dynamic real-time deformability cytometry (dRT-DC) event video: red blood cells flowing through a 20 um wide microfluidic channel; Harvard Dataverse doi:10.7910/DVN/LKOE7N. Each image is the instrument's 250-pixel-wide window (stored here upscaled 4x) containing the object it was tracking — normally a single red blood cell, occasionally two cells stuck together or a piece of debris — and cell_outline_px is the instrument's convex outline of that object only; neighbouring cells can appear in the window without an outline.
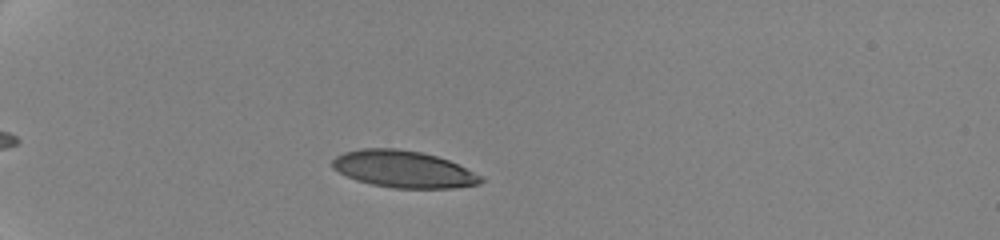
{"species": "human", "species_latin": "Homo sapiens", "temperature_condition": "cold", "stored_images_in_passage": 25, "camera_frame_rate_fps": 3000, "um_per_image_px": 0.085, "donor": {"sex": "female"}, "frame": {"image": 1, "passage_image": 5, "time_ms": 3.333, "image_size_px": [1000, 240], "cell_outline_px": [[484, 180], [480, 184], [452, 188], [396, 188], [372, 184], [356, 180], [332, 168], [332, 160], [336, 156], [344, 152], [360, 148], [396, 148], [420, 152], [436, 156], [448, 160], [484, 176]], "centroid_in_image_um": [34.31, 14.38], "position_along_channel_um": 50.7, "area_um2": 31.91}}
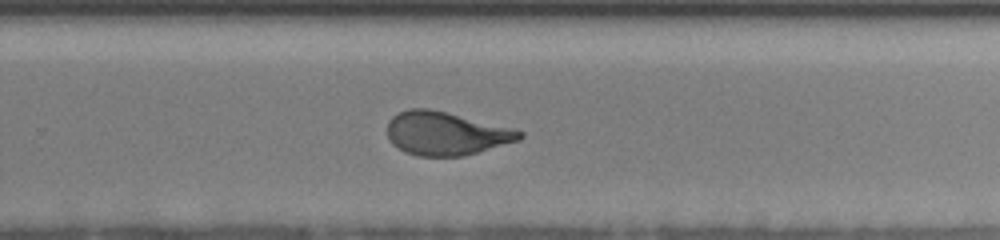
{"frame": {"image": 2, "passage_image": 15, "time_ms": 11.333, "image_size_px": [1000, 240], "cell_outline_px": [[524, 136], [520, 140], [464, 156], [420, 156], [404, 152], [392, 144], [388, 140], [388, 120], [392, 116], [408, 108], [428, 108], [512, 128], [524, 132]], "centroid_in_image_um": [37.88, 11.35], "position_along_channel_um": 291.9, "area_um2": 33.35}}
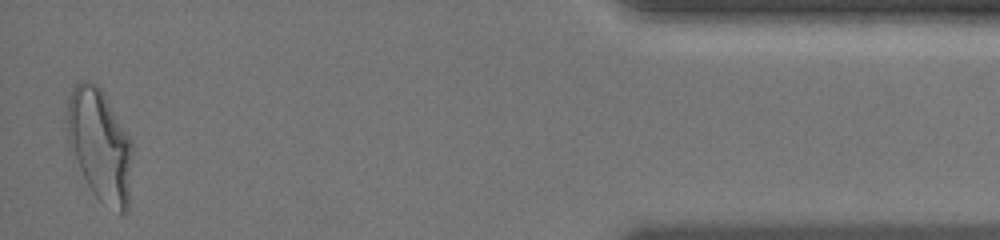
{"frame": {"image": 3, "passage_image": 25, "time_ms": 16.667, "image_size_px": [1000, 240], "cell_outline_px": [[132, 152], [128, 208], [124, 212], [120, 212], [100, 200], [92, 192], [68, 148], [68, 100], [72, 88], [80, 80], [88, 80], [96, 84], [104, 92], [132, 140]], "centroid_in_image_um": [8.49, 12.28], "position_along_channel_um": 426.7, "area_um2": 42.48}, "authors_computed_cell_mechanics": {"area_um2": 33.9864, "velocity_mm_per_s": 3.5355, "shape_relaxation_time_tau1_ms": 3.6965, "shape_relaxation_time_tau2_ms": 0.6961, "deformation_change_tau1": 0.184, "deformation_change_tau2": 0.0778}}